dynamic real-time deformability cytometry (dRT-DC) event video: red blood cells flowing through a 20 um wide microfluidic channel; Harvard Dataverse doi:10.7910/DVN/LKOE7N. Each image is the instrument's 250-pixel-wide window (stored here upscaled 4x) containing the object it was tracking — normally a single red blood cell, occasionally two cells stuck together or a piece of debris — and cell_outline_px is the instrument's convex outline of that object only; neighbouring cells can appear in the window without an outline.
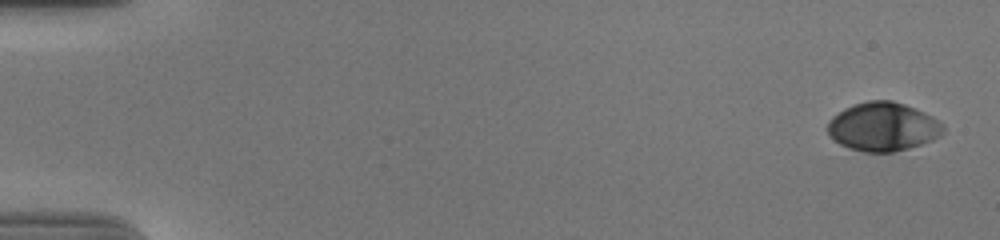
{"species": "human", "species_latin": "Homo sapiens", "temperature_condition": "cold", "stored_images_in_passage": 56, "camera_frame_rate_fps": 3000, "um_per_image_px": 0.085, "donor": {"sex": "male"}, "frame": {"image": 1, "passage_image": 1, "time_ms": 0.0, "image_size_px": [1000, 240], "cell_outline_px": [[944, 132], [940, 136], [932, 140], [908, 148], [892, 152], [864, 152], [848, 148], [840, 144], [828, 132], [828, 120], [832, 116], [844, 108], [868, 100], [892, 100], [916, 108], [932, 116], [944, 124]], "centroid_in_image_um": [75.07, 10.76], "position_along_channel_um": 9.9, "area_um2": 32.77}}
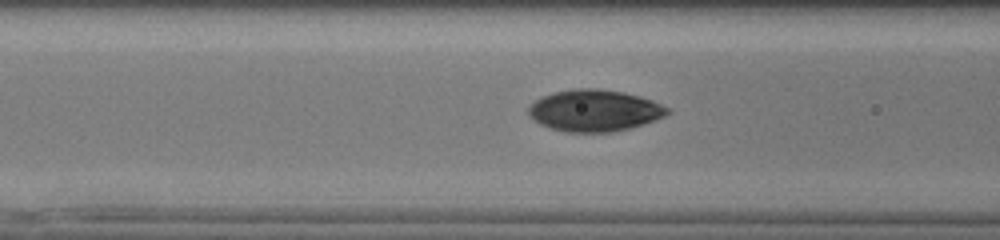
{"frame": {"image": 2, "passage_image": 23, "time_ms": 7.333, "image_size_px": [1000, 240], "cell_outline_px": [[672, 112], [664, 116], [628, 128], [612, 132], [564, 132], [540, 124], [528, 112], [528, 108], [540, 96], [572, 88], [596, 88], [624, 92], [640, 96], [652, 100], [668, 108]], "centroid_in_image_um": [50.52, 9.38], "position_along_channel_um": 116.1, "area_um2": 33.41}}
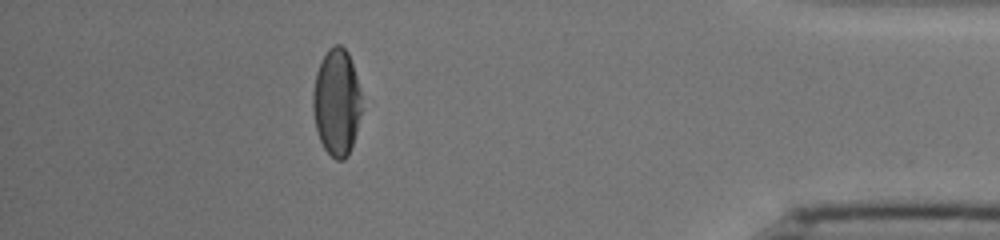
{"frame": {"image": 3, "passage_image": 50, "time_ms": 16.333, "image_size_px": [1000, 240], "cell_outline_px": [[364, 108], [348, 156], [344, 160], [336, 160], [324, 148], [320, 140], [316, 128], [312, 108], [312, 92], [316, 72], [328, 48], [336, 44], [340, 44], [348, 52], [356, 76]], "centroid_in_image_um": [28.62, 8.7], "position_along_channel_um": 406.6, "area_um2": 30.58}, "authors_computed_cell_mechanics": {"area_um2": 32.946, "velocity_mm_per_s": 3.6873, "shape_relaxation_time_tau1_ms": 5.3059, "shape_relaxation_time_tau2_ms": null, "deformation_change_tau1": 0.188, "deformation_change_tau2": null}}